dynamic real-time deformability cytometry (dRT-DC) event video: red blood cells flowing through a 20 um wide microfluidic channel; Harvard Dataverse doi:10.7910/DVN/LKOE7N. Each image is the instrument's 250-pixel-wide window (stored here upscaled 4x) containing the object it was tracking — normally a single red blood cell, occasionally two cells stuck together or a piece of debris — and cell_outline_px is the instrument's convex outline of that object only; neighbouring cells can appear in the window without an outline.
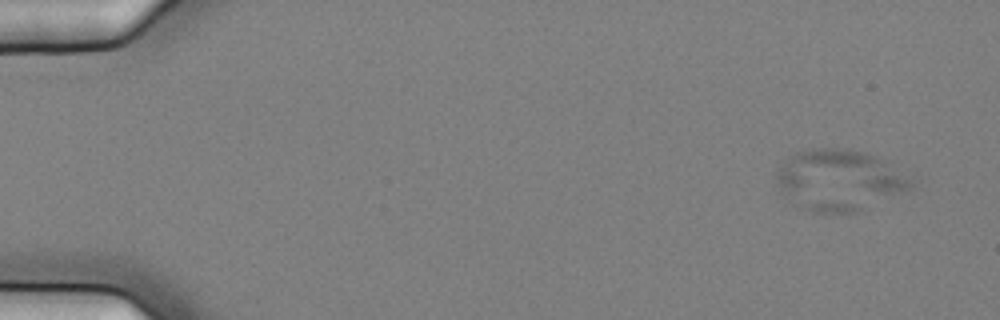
{"species": "common noctule bat (a hibernating species)", "species_latin": "Nyctalus noctula", "temperature_condition": "cold", "stored_images_in_passage": 60, "camera_frame_rate_fps": 3000, "um_per_image_px": 0.085, "animal": {"sex": "female", "body_mass_g": 25.1}, "frame": {"image": 1, "passage_image": 7, "time_ms": 2.0, "image_size_px": [1000, 320], "cell_outline_px": [[916, 180], [912, 188], [908, 192], [856, 212], [812, 212], [792, 204], [780, 192], [776, 184], [776, 172], [788, 156], [796, 152], [812, 148], [848, 148], [864, 152], [888, 160]], "centroid_in_image_um": [71.39, 15.3], "position_along_channel_um": 13.6, "area_um2": 49.01}}
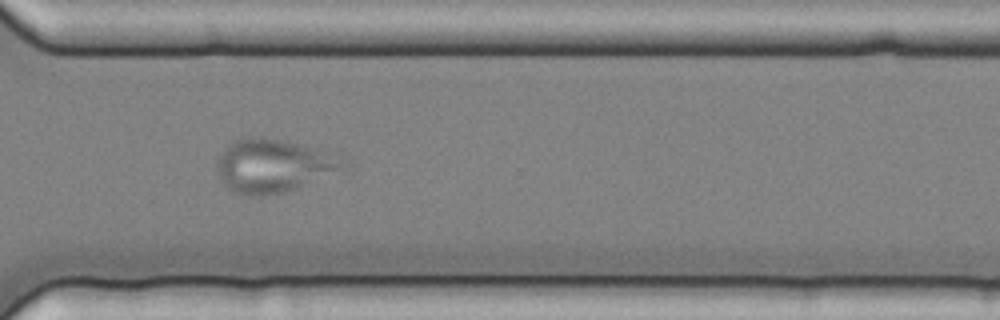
{"frame": {"image": 2, "passage_image": 46, "time_ms": 15.0, "image_size_px": [1000, 320], "cell_outline_px": [[352, 164], [284, 192], [236, 192], [228, 188], [220, 176], [216, 164], [224, 148], [232, 140], [248, 136], [264, 136], [320, 148], [348, 156]], "centroid_in_image_um": [23.32, 13.97], "position_along_channel_um": 347.3, "area_um2": 38.61}}
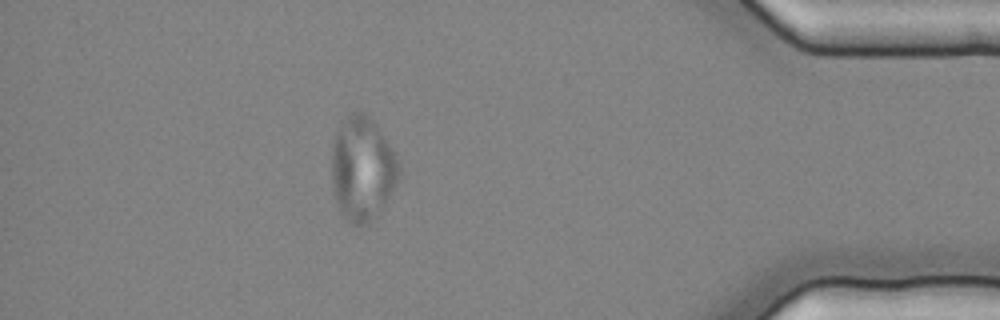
{"frame": {"image": 3, "passage_image": 54, "time_ms": 17.667, "image_size_px": [1000, 320], "cell_outline_px": [[400, 172], [396, 184], [388, 196], [368, 220], [364, 224], [356, 228], [340, 212], [336, 200], [332, 180], [332, 148], [336, 132], [340, 124], [348, 112], [364, 112], [380, 128], [396, 152], [400, 160]], "centroid_in_image_um": [30.8, 14.25], "position_along_channel_um": 404.4, "area_um2": 40.46}}